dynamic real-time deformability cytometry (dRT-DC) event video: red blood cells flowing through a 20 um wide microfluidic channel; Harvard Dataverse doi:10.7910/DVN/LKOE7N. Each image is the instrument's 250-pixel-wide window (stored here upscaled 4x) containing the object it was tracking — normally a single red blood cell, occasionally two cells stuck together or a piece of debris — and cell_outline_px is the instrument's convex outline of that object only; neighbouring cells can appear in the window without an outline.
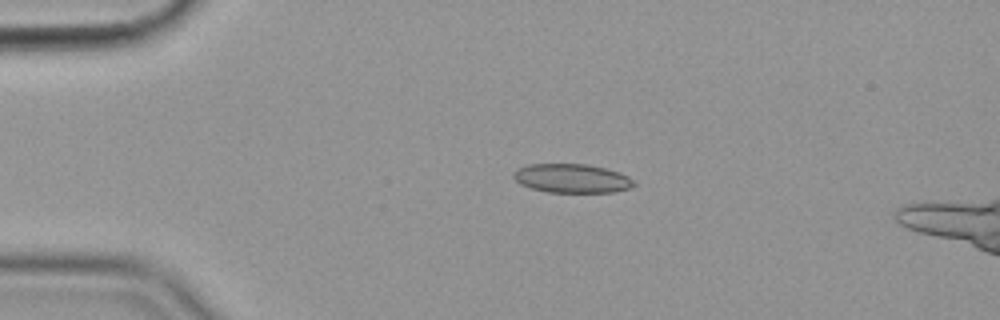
{"species": "common noctule bat (a hibernating species)", "species_latin": "Nyctalus noctula", "temperature_condition": "cold", "stored_images_in_passage": 50, "camera_frame_rate_fps": 3000, "um_per_image_px": 0.085, "animal": {"sex": "female", "body_mass_g": 19.9}, "frame": {"image": 1, "passage_image": 6, "time_ms": 1.667, "image_size_px": [1000, 320], "cell_outline_px": [[636, 184], [628, 188], [612, 192], [548, 192], [532, 188], [520, 184], [512, 176], [512, 172], [516, 168], [528, 164], [588, 164], [620, 172], [628, 176]], "centroid_in_image_um": [48.57, 15.15], "position_along_channel_um": 36.4, "area_um2": 20.29}}
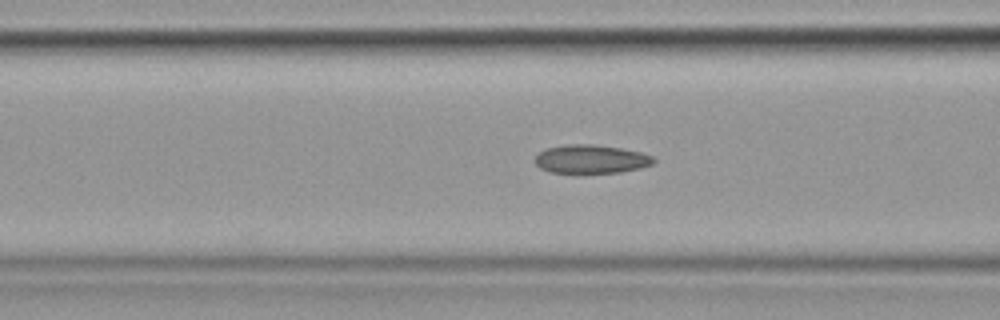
{"frame": {"image": 2, "passage_image": 16, "time_ms": 5.0, "image_size_px": [1000, 320], "cell_outline_px": [[656, 160], [652, 164], [640, 168], [620, 172], [580, 176], [548, 172], [540, 168], [532, 160], [540, 152], [548, 148], [568, 144], [592, 144], [620, 148], [640, 152], [652, 156]], "centroid_in_image_um": [50.18, 13.58], "position_along_channel_um": 116.4, "area_um2": 20.58}}
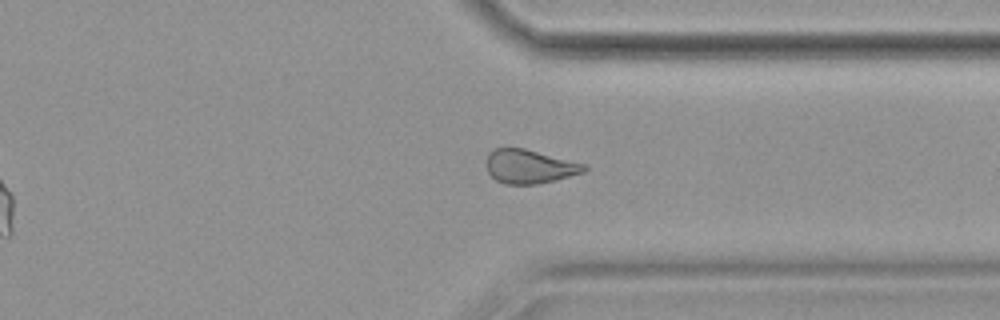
{"frame": {"image": 3, "passage_image": 37, "time_ms": 12.0, "image_size_px": [1000, 320], "cell_outline_px": [[588, 168], [584, 172], [556, 180], [536, 184], [504, 184], [496, 180], [488, 172], [488, 152], [496, 148], [524, 148], [584, 164]], "centroid_in_image_um": [45.01, 14.16], "position_along_channel_um": 366.4, "area_um2": 19.02}}